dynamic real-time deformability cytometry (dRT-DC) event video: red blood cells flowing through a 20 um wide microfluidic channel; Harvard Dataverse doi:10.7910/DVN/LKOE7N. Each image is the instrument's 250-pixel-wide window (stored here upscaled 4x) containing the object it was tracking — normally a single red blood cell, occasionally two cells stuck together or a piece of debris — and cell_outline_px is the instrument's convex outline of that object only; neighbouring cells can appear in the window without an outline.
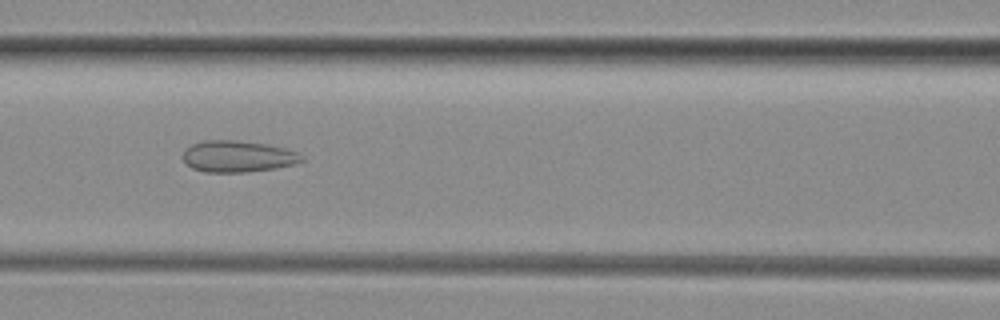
{"species": "common noctule bat (a hibernating species)", "species_latin": "Nyctalus noctula", "temperature_condition": "room temperature", "stored_images_in_passage": 43, "camera_frame_rate_fps": 3000, "um_per_image_px": 0.085, "animal": {"sex": "female", "body_mass_g": 29.2, "forearm_length_mm": 56.3}, "frame": {"image": 1, "passage_image": 15, "time_ms": 4.667, "image_size_px": [1000, 320], "cell_outline_px": [[304, 160], [296, 164], [276, 168], [248, 172], [204, 172], [192, 168], [184, 160], [184, 148], [192, 144], [204, 140], [232, 140], [264, 144], [284, 148], [296, 152], [304, 156]], "centroid_in_image_um": [20.22, 13.3], "position_along_channel_um": 146.4, "area_um2": 21.73}}
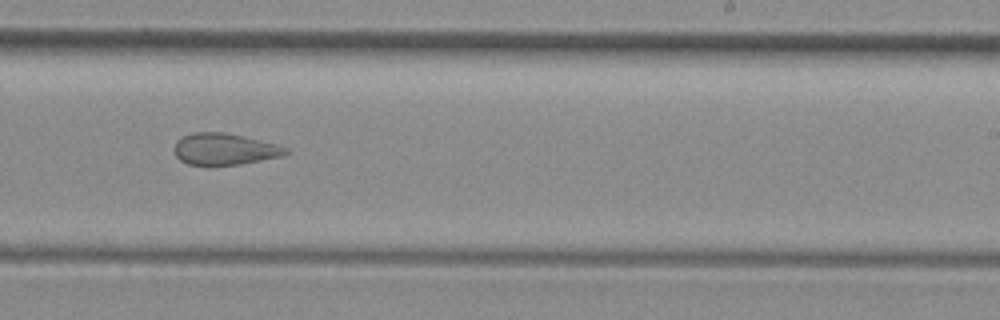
{"frame": {"image": 2, "passage_image": 24, "time_ms": 7.667, "image_size_px": [1000, 320], "cell_outline_px": [[288, 152], [284, 156], [240, 164], [188, 164], [180, 160], [176, 156], [172, 148], [176, 140], [192, 132], [224, 132], [244, 136], [276, 144], [288, 148]], "centroid_in_image_um": [19.07, 12.66], "position_along_channel_um": 269.9, "area_um2": 20.46}}
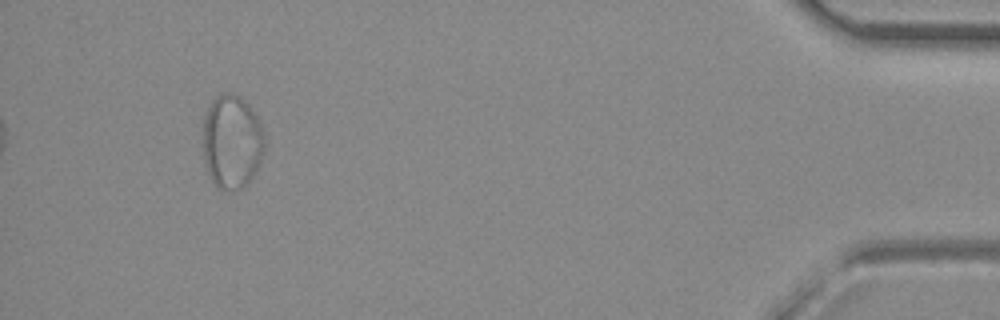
{"frame": {"image": 3, "passage_image": 40, "time_ms": 13.0, "image_size_px": [1000, 320], "cell_outline_px": [[264, 148], [256, 172], [248, 184], [240, 188], [216, 188], [208, 176], [204, 164], [200, 124], [200, 120], [212, 100], [216, 96], [224, 92], [228, 92], [240, 96], [248, 104], [256, 116], [260, 124], [264, 136]], "centroid_in_image_um": [19.63, 12.02], "position_along_channel_um": 415.6, "area_um2": 34.51}, "authors_computed_cell_mechanics": {"area_um2": 26.4724, "velocity_mm_per_s": 4.1308, "shape_relaxation_time_tau1_ms": null, "shape_relaxation_time_tau2_ms": 1.2319, "deformation_change_tau1": null, "deformation_change_tau2": 0.0739}}